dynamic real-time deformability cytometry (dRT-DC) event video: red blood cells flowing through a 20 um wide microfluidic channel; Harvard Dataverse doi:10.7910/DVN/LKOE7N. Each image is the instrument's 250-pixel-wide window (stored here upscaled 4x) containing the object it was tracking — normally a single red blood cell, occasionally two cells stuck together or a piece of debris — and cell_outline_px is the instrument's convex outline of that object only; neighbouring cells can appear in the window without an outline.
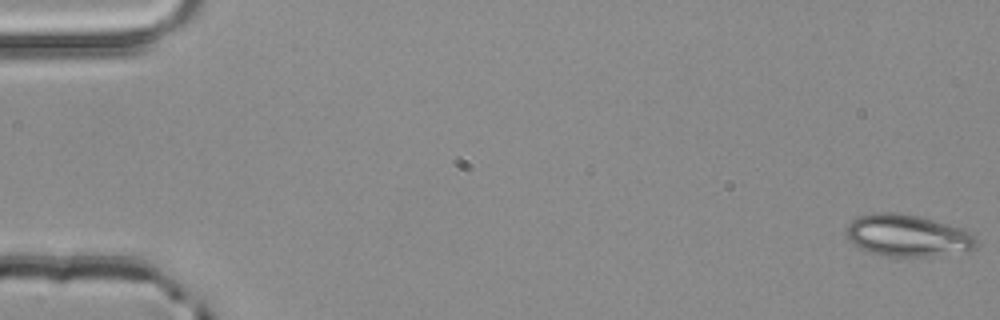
{"species": "common noctule bat (a hibernating species)", "species_latin": "Nyctalus noctula", "temperature_condition": "room temperature", "stored_images_in_passage": 4, "camera_frame_rate_fps": 3000, "um_per_image_px": 0.085, "animal": {"sex": "male", "body_mass_g": 20.4}, "frame": {"image": 1, "passage_image": 1, "time_ms": 0.0, "image_size_px": [1000, 320], "cell_outline_px": [[976, 248], [932, 256], [884, 256], [868, 252], [852, 244], [844, 232], [848, 224], [852, 220], [860, 216], [872, 212], [896, 212], [920, 216], [964, 228], [972, 232], [976, 240]], "centroid_in_image_um": [77.11, 20.0], "position_along_channel_um": 7.9, "area_um2": 31.96}}